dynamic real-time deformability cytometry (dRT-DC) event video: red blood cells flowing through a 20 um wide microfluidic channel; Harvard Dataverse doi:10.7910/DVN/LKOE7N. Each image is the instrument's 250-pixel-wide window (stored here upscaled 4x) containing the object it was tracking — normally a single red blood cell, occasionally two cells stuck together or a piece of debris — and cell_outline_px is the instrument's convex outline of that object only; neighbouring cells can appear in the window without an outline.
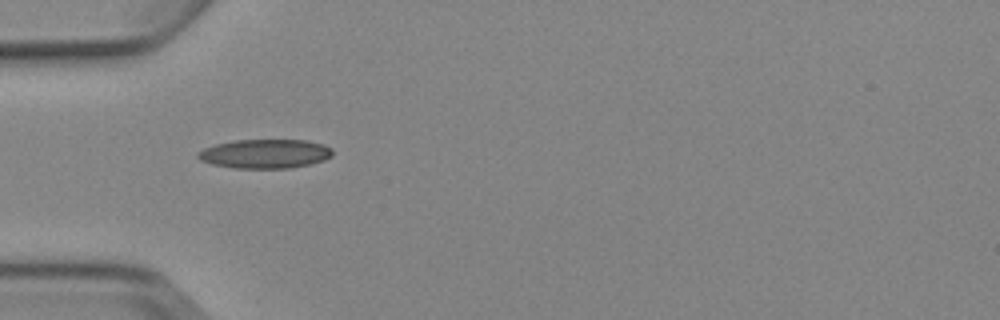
{"species": "Egyptian fruit bat (a non-hibernating species)", "species_latin": "Rousettus aegyptiacus", "temperature_condition": "cold", "stored_images_in_passage": 4, "camera_frame_rate_fps": 3000, "um_per_image_px": 0.085, "animal": {"sex": "female"}, "frame": {"image": 1, "passage_image": 1, "time_ms": 0.0, "image_size_px": [1000, 320], "cell_outline_px": [[332, 156], [324, 160], [308, 164], [288, 168], [232, 168], [212, 164], [200, 160], [196, 156], [196, 152], [204, 148], [216, 144], [236, 140], [308, 140], [324, 144], [332, 148]], "centroid_in_image_um": [22.52, 13.06], "position_along_channel_um": 62.5, "area_um2": 22.89}}
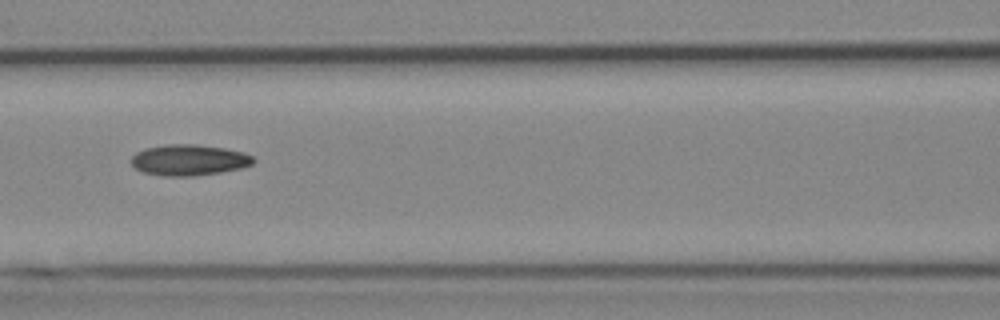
{"frame": {"image": 2, "passage_image": 3, "time_ms": 2.333, "image_size_px": [1000, 320], "cell_outline_px": [[256, 160], [252, 164], [240, 168], [220, 172], [192, 176], [164, 176], [144, 172], [136, 168], [132, 164], [132, 156], [136, 152], [144, 148], [164, 144], [196, 144], [224, 148], [244, 152], [252, 156]], "centroid_in_image_um": [16.06, 13.59], "position_along_channel_um": 150.5, "area_um2": 22.02}}
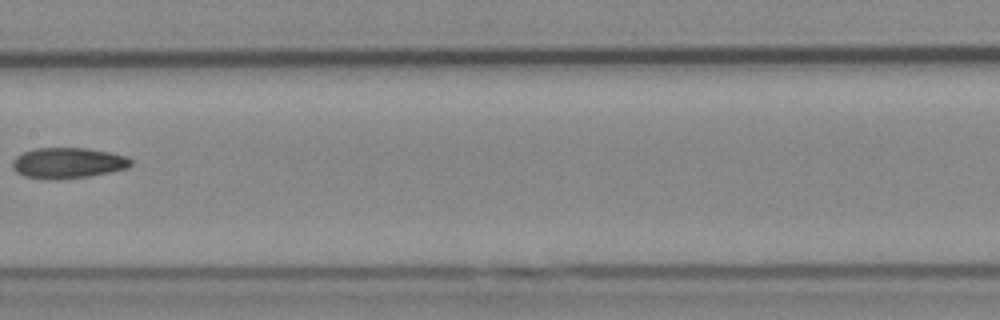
{"frame": {"image": 3, "passage_image": 4, "time_ms": 3.667, "image_size_px": [1000, 320], "cell_outline_px": [[132, 164], [128, 168], [88, 176], [56, 180], [48, 180], [24, 176], [16, 172], [12, 168], [12, 160], [16, 156], [24, 152], [36, 148], [88, 148], [128, 156], [132, 160]], "centroid_in_image_um": [5.76, 13.85], "position_along_channel_um": 201.6, "area_um2": 21.33}}